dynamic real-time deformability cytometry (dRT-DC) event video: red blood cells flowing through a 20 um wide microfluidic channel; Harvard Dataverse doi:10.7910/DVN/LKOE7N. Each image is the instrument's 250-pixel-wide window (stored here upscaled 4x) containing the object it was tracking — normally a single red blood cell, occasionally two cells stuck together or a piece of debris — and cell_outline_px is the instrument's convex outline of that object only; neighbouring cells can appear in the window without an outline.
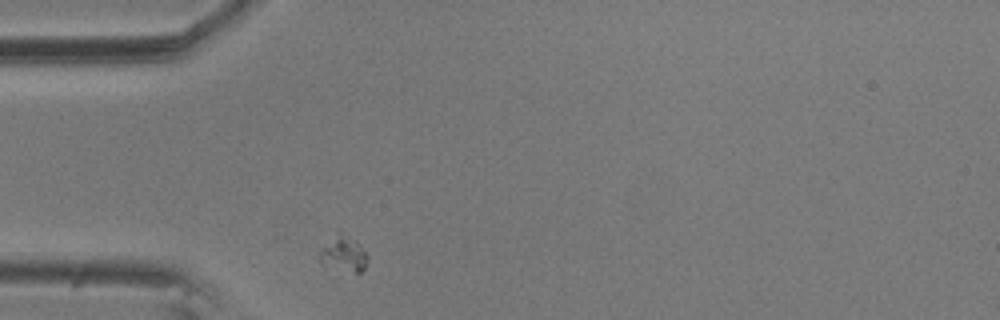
{"species": "common noctule bat (a hibernating species)", "species_latin": "Nyctalus noctula", "temperature_condition": "room temperature", "stored_images_in_passage": 1, "camera_frame_rate_fps": 3000, "um_per_image_px": 0.085, "animal": {"sex": "male", "body_mass_g": 20.5, "forearm_length_mm": 52.5}, "frame": {"image": 1, "passage_image": 1, "time_ms": 0.0, "image_size_px": [1000, 320], "cell_outline_px": [[368, 260], [364, 268], [360, 272], [356, 272], [324, 268], [320, 264], [320, 252], [340, 228], [356, 240], [368, 256]], "centroid_in_image_um": [29.2, 21.57], "position_along_channel_um": 55.8, "area_um2": 10.17}}